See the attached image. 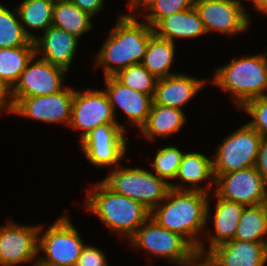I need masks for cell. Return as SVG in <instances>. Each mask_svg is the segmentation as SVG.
I'll return each instance as SVG.
<instances>
[{"mask_svg":"<svg viewBox=\"0 0 267 266\" xmlns=\"http://www.w3.org/2000/svg\"><path fill=\"white\" fill-rule=\"evenodd\" d=\"M104 90L74 91L69 126L83 130L80 141L93 129L108 123H118Z\"/></svg>","mask_w":267,"mask_h":266,"instance_id":"cell-13","label":"cell"},{"mask_svg":"<svg viewBox=\"0 0 267 266\" xmlns=\"http://www.w3.org/2000/svg\"><path fill=\"white\" fill-rule=\"evenodd\" d=\"M206 254L205 260H202L205 253L196 251L183 266H220L209 253Z\"/></svg>","mask_w":267,"mask_h":266,"instance_id":"cell-38","label":"cell"},{"mask_svg":"<svg viewBox=\"0 0 267 266\" xmlns=\"http://www.w3.org/2000/svg\"><path fill=\"white\" fill-rule=\"evenodd\" d=\"M94 187L87 195L86 207L111 231H119L122 236L130 239L149 220L151 211L140 202L119 195L103 181H99Z\"/></svg>","mask_w":267,"mask_h":266,"instance_id":"cell-3","label":"cell"},{"mask_svg":"<svg viewBox=\"0 0 267 266\" xmlns=\"http://www.w3.org/2000/svg\"><path fill=\"white\" fill-rule=\"evenodd\" d=\"M265 235L267 236V203L245 206L233 240L267 242V239L263 238Z\"/></svg>","mask_w":267,"mask_h":266,"instance_id":"cell-24","label":"cell"},{"mask_svg":"<svg viewBox=\"0 0 267 266\" xmlns=\"http://www.w3.org/2000/svg\"><path fill=\"white\" fill-rule=\"evenodd\" d=\"M220 266H264L267 242L229 240L208 251Z\"/></svg>","mask_w":267,"mask_h":266,"instance_id":"cell-17","label":"cell"},{"mask_svg":"<svg viewBox=\"0 0 267 266\" xmlns=\"http://www.w3.org/2000/svg\"><path fill=\"white\" fill-rule=\"evenodd\" d=\"M207 81L175 73L157 80L153 103L182 110V105L195 96Z\"/></svg>","mask_w":267,"mask_h":266,"instance_id":"cell-19","label":"cell"},{"mask_svg":"<svg viewBox=\"0 0 267 266\" xmlns=\"http://www.w3.org/2000/svg\"><path fill=\"white\" fill-rule=\"evenodd\" d=\"M18 17L17 9L13 13L0 4V48L35 47Z\"/></svg>","mask_w":267,"mask_h":266,"instance_id":"cell-28","label":"cell"},{"mask_svg":"<svg viewBox=\"0 0 267 266\" xmlns=\"http://www.w3.org/2000/svg\"><path fill=\"white\" fill-rule=\"evenodd\" d=\"M63 88L54 94L12 99V113L46 123L63 122L69 126L74 90L70 87Z\"/></svg>","mask_w":267,"mask_h":266,"instance_id":"cell-12","label":"cell"},{"mask_svg":"<svg viewBox=\"0 0 267 266\" xmlns=\"http://www.w3.org/2000/svg\"><path fill=\"white\" fill-rule=\"evenodd\" d=\"M147 222L130 238L134 248H142L181 266L197 251L183 236L161 227L151 217Z\"/></svg>","mask_w":267,"mask_h":266,"instance_id":"cell-6","label":"cell"},{"mask_svg":"<svg viewBox=\"0 0 267 266\" xmlns=\"http://www.w3.org/2000/svg\"><path fill=\"white\" fill-rule=\"evenodd\" d=\"M103 1L104 0H71L72 3L91 16L95 15L102 9L104 5Z\"/></svg>","mask_w":267,"mask_h":266,"instance_id":"cell-37","label":"cell"},{"mask_svg":"<svg viewBox=\"0 0 267 266\" xmlns=\"http://www.w3.org/2000/svg\"><path fill=\"white\" fill-rule=\"evenodd\" d=\"M78 41L79 38L76 36L53 25L43 33L42 37L33 40L36 55L43 49L42 59L66 71L72 63Z\"/></svg>","mask_w":267,"mask_h":266,"instance_id":"cell-18","label":"cell"},{"mask_svg":"<svg viewBox=\"0 0 267 266\" xmlns=\"http://www.w3.org/2000/svg\"><path fill=\"white\" fill-rule=\"evenodd\" d=\"M261 139L248 123L227 136L212 160L214 177L255 166Z\"/></svg>","mask_w":267,"mask_h":266,"instance_id":"cell-8","label":"cell"},{"mask_svg":"<svg viewBox=\"0 0 267 266\" xmlns=\"http://www.w3.org/2000/svg\"><path fill=\"white\" fill-rule=\"evenodd\" d=\"M255 9L267 14V0H251Z\"/></svg>","mask_w":267,"mask_h":266,"instance_id":"cell-40","label":"cell"},{"mask_svg":"<svg viewBox=\"0 0 267 266\" xmlns=\"http://www.w3.org/2000/svg\"><path fill=\"white\" fill-rule=\"evenodd\" d=\"M106 92L115 115L117 105L130 119V123L141 128L147 121L153 98L120 83L114 76L105 77Z\"/></svg>","mask_w":267,"mask_h":266,"instance_id":"cell-16","label":"cell"},{"mask_svg":"<svg viewBox=\"0 0 267 266\" xmlns=\"http://www.w3.org/2000/svg\"><path fill=\"white\" fill-rule=\"evenodd\" d=\"M42 226H22L13 222L0 227V266H15L34 260Z\"/></svg>","mask_w":267,"mask_h":266,"instance_id":"cell-15","label":"cell"},{"mask_svg":"<svg viewBox=\"0 0 267 266\" xmlns=\"http://www.w3.org/2000/svg\"><path fill=\"white\" fill-rule=\"evenodd\" d=\"M84 246L77 229L64 215L39 235L38 252L46 254L39 260L56 266H76Z\"/></svg>","mask_w":267,"mask_h":266,"instance_id":"cell-7","label":"cell"},{"mask_svg":"<svg viewBox=\"0 0 267 266\" xmlns=\"http://www.w3.org/2000/svg\"><path fill=\"white\" fill-rule=\"evenodd\" d=\"M13 107L11 88L0 78V112L5 108L6 112L12 113Z\"/></svg>","mask_w":267,"mask_h":266,"instance_id":"cell-36","label":"cell"},{"mask_svg":"<svg viewBox=\"0 0 267 266\" xmlns=\"http://www.w3.org/2000/svg\"><path fill=\"white\" fill-rule=\"evenodd\" d=\"M213 183L218 185L215 193L225 200L245 206L267 203V185L254 166L220 174L209 185Z\"/></svg>","mask_w":267,"mask_h":266,"instance_id":"cell-10","label":"cell"},{"mask_svg":"<svg viewBox=\"0 0 267 266\" xmlns=\"http://www.w3.org/2000/svg\"><path fill=\"white\" fill-rule=\"evenodd\" d=\"M157 0H129L128 6L130 10H137V7H139L141 4L146 8V10H150L151 7L156 3ZM146 6V7H145Z\"/></svg>","mask_w":267,"mask_h":266,"instance_id":"cell-39","label":"cell"},{"mask_svg":"<svg viewBox=\"0 0 267 266\" xmlns=\"http://www.w3.org/2000/svg\"><path fill=\"white\" fill-rule=\"evenodd\" d=\"M217 204L214 215L215 234L209 237V251L223 242L233 240L241 213L245 205L220 198L216 193Z\"/></svg>","mask_w":267,"mask_h":266,"instance_id":"cell-22","label":"cell"},{"mask_svg":"<svg viewBox=\"0 0 267 266\" xmlns=\"http://www.w3.org/2000/svg\"><path fill=\"white\" fill-rule=\"evenodd\" d=\"M106 257L97 247L85 245L76 266H105Z\"/></svg>","mask_w":267,"mask_h":266,"instance_id":"cell-34","label":"cell"},{"mask_svg":"<svg viewBox=\"0 0 267 266\" xmlns=\"http://www.w3.org/2000/svg\"><path fill=\"white\" fill-rule=\"evenodd\" d=\"M208 188L192 186L187 188L170 184L165 201L151 211L150 216L161 227L183 236L197 251L208 253L197 233L207 224L209 218ZM168 200V201H167Z\"/></svg>","mask_w":267,"mask_h":266,"instance_id":"cell-1","label":"cell"},{"mask_svg":"<svg viewBox=\"0 0 267 266\" xmlns=\"http://www.w3.org/2000/svg\"><path fill=\"white\" fill-rule=\"evenodd\" d=\"M34 55L35 47L0 48V78L12 89Z\"/></svg>","mask_w":267,"mask_h":266,"instance_id":"cell-27","label":"cell"},{"mask_svg":"<svg viewBox=\"0 0 267 266\" xmlns=\"http://www.w3.org/2000/svg\"><path fill=\"white\" fill-rule=\"evenodd\" d=\"M183 155L184 153L175 146L169 145L159 149L152 162L155 174L163 180L176 179Z\"/></svg>","mask_w":267,"mask_h":266,"instance_id":"cell-31","label":"cell"},{"mask_svg":"<svg viewBox=\"0 0 267 266\" xmlns=\"http://www.w3.org/2000/svg\"><path fill=\"white\" fill-rule=\"evenodd\" d=\"M267 185V137H262L254 166Z\"/></svg>","mask_w":267,"mask_h":266,"instance_id":"cell-35","label":"cell"},{"mask_svg":"<svg viewBox=\"0 0 267 266\" xmlns=\"http://www.w3.org/2000/svg\"><path fill=\"white\" fill-rule=\"evenodd\" d=\"M53 8L52 0H24L16 7L22 27L32 40L37 36L31 34L26 27L45 32L52 25Z\"/></svg>","mask_w":267,"mask_h":266,"instance_id":"cell-26","label":"cell"},{"mask_svg":"<svg viewBox=\"0 0 267 266\" xmlns=\"http://www.w3.org/2000/svg\"><path fill=\"white\" fill-rule=\"evenodd\" d=\"M91 15L71 1L54 3L52 25L79 38L92 28Z\"/></svg>","mask_w":267,"mask_h":266,"instance_id":"cell-25","label":"cell"},{"mask_svg":"<svg viewBox=\"0 0 267 266\" xmlns=\"http://www.w3.org/2000/svg\"><path fill=\"white\" fill-rule=\"evenodd\" d=\"M183 110L165 105L152 104L146 123L140 128L148 140L168 137L178 132L185 123Z\"/></svg>","mask_w":267,"mask_h":266,"instance_id":"cell-21","label":"cell"},{"mask_svg":"<svg viewBox=\"0 0 267 266\" xmlns=\"http://www.w3.org/2000/svg\"><path fill=\"white\" fill-rule=\"evenodd\" d=\"M153 30L158 37L167 39L173 43H175V37L193 38L206 33L203 22L194 7L169 14Z\"/></svg>","mask_w":267,"mask_h":266,"instance_id":"cell-20","label":"cell"},{"mask_svg":"<svg viewBox=\"0 0 267 266\" xmlns=\"http://www.w3.org/2000/svg\"><path fill=\"white\" fill-rule=\"evenodd\" d=\"M154 34L148 23L138 22L134 15L120 16L110 36L97 53L96 66L103 65L104 75L107 77L141 63L149 40Z\"/></svg>","mask_w":267,"mask_h":266,"instance_id":"cell-2","label":"cell"},{"mask_svg":"<svg viewBox=\"0 0 267 266\" xmlns=\"http://www.w3.org/2000/svg\"><path fill=\"white\" fill-rule=\"evenodd\" d=\"M102 181L114 192L140 202L150 211L165 200L171 184L145 169L120 166Z\"/></svg>","mask_w":267,"mask_h":266,"instance_id":"cell-5","label":"cell"},{"mask_svg":"<svg viewBox=\"0 0 267 266\" xmlns=\"http://www.w3.org/2000/svg\"><path fill=\"white\" fill-rule=\"evenodd\" d=\"M211 177L215 180L212 160L201 153H184L176 179L195 185Z\"/></svg>","mask_w":267,"mask_h":266,"instance_id":"cell-29","label":"cell"},{"mask_svg":"<svg viewBox=\"0 0 267 266\" xmlns=\"http://www.w3.org/2000/svg\"><path fill=\"white\" fill-rule=\"evenodd\" d=\"M241 108L253 117L248 124L256 130L261 137H267V96L248 100Z\"/></svg>","mask_w":267,"mask_h":266,"instance_id":"cell-33","label":"cell"},{"mask_svg":"<svg viewBox=\"0 0 267 266\" xmlns=\"http://www.w3.org/2000/svg\"><path fill=\"white\" fill-rule=\"evenodd\" d=\"M214 85L232 94L237 106L241 107L250 99L267 96V62L264 54L231 59V62L216 70Z\"/></svg>","mask_w":267,"mask_h":266,"instance_id":"cell-4","label":"cell"},{"mask_svg":"<svg viewBox=\"0 0 267 266\" xmlns=\"http://www.w3.org/2000/svg\"><path fill=\"white\" fill-rule=\"evenodd\" d=\"M264 58H265V60H266V62H267V55H266V54H264Z\"/></svg>","mask_w":267,"mask_h":266,"instance_id":"cell-43","label":"cell"},{"mask_svg":"<svg viewBox=\"0 0 267 266\" xmlns=\"http://www.w3.org/2000/svg\"><path fill=\"white\" fill-rule=\"evenodd\" d=\"M125 127L108 123L96 127L81 140L86 158L96 167L114 166L124 157L127 148Z\"/></svg>","mask_w":267,"mask_h":266,"instance_id":"cell-9","label":"cell"},{"mask_svg":"<svg viewBox=\"0 0 267 266\" xmlns=\"http://www.w3.org/2000/svg\"><path fill=\"white\" fill-rule=\"evenodd\" d=\"M120 83L153 98L157 78L151 74L141 63L122 69L113 75Z\"/></svg>","mask_w":267,"mask_h":266,"instance_id":"cell-30","label":"cell"},{"mask_svg":"<svg viewBox=\"0 0 267 266\" xmlns=\"http://www.w3.org/2000/svg\"><path fill=\"white\" fill-rule=\"evenodd\" d=\"M36 54L29 60L19 80L11 89L12 99L54 94L62 90L66 70L40 58L31 64Z\"/></svg>","mask_w":267,"mask_h":266,"instance_id":"cell-14","label":"cell"},{"mask_svg":"<svg viewBox=\"0 0 267 266\" xmlns=\"http://www.w3.org/2000/svg\"><path fill=\"white\" fill-rule=\"evenodd\" d=\"M32 266V265H31ZM33 266H56V265H51V264H48L46 262H43V261H40L38 259V261H35V264H33Z\"/></svg>","mask_w":267,"mask_h":266,"instance_id":"cell-41","label":"cell"},{"mask_svg":"<svg viewBox=\"0 0 267 266\" xmlns=\"http://www.w3.org/2000/svg\"><path fill=\"white\" fill-rule=\"evenodd\" d=\"M239 0H194V8L209 31L234 36L249 27V16Z\"/></svg>","mask_w":267,"mask_h":266,"instance_id":"cell-11","label":"cell"},{"mask_svg":"<svg viewBox=\"0 0 267 266\" xmlns=\"http://www.w3.org/2000/svg\"><path fill=\"white\" fill-rule=\"evenodd\" d=\"M194 7V0H157L145 15V22L154 28L163 18Z\"/></svg>","mask_w":267,"mask_h":266,"instance_id":"cell-32","label":"cell"},{"mask_svg":"<svg viewBox=\"0 0 267 266\" xmlns=\"http://www.w3.org/2000/svg\"><path fill=\"white\" fill-rule=\"evenodd\" d=\"M54 3H57V2H64V1H71V0H52Z\"/></svg>","mask_w":267,"mask_h":266,"instance_id":"cell-42","label":"cell"},{"mask_svg":"<svg viewBox=\"0 0 267 266\" xmlns=\"http://www.w3.org/2000/svg\"><path fill=\"white\" fill-rule=\"evenodd\" d=\"M175 53V43L154 34L147 45L141 64L157 79L173 75L169 72Z\"/></svg>","mask_w":267,"mask_h":266,"instance_id":"cell-23","label":"cell"}]
</instances>
